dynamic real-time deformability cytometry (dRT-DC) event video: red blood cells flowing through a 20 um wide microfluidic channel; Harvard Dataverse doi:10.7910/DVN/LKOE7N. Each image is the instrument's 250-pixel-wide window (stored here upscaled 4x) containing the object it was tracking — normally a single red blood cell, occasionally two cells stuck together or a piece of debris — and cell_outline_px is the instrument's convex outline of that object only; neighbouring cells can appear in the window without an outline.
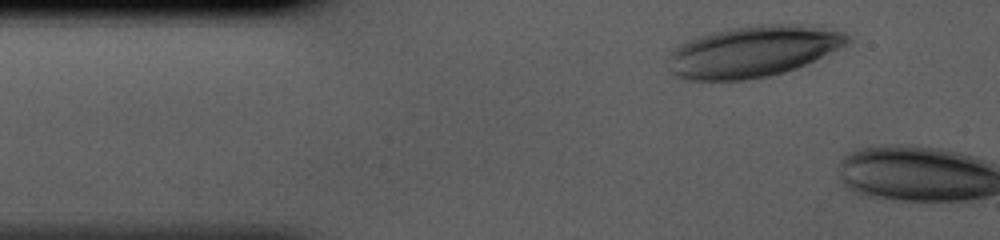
{"species": "human", "species_latin": "Homo sapiens", "temperature_condition": "cold", "stored_images_in_passage": 2, "camera_frame_rate_fps": 3000, "um_per_image_px": 0.085, "donor": {"sex": "male"}, "frame": {"image": 1, "passage_image": 1, "time_ms": 0.0, "image_size_px": [1000, 240], "cell_outline_px": [[852, 40], [840, 48], [796, 68], [784, 72], [768, 76], [744, 80], [684, 80], [672, 76], [668, 56], [668, 52], [676, 44], [684, 40], [696, 36], [728, 28], [756, 24], [824, 24], [844, 32]], "centroid_in_image_um": [63.98, 4.34], "position_along_channel_um": 21.0, "area_um2": 54.68}}